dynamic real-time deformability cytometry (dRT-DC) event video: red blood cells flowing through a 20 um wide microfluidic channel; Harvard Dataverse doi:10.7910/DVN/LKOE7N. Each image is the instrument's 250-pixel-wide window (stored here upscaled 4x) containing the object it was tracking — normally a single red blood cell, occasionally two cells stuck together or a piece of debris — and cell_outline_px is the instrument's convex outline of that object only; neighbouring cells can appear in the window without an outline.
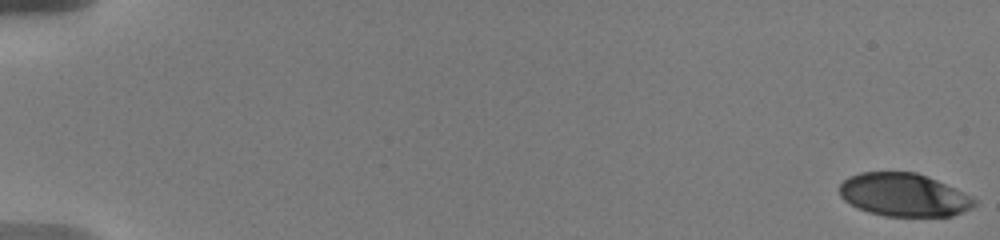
{"species": "human", "species_latin": "Homo sapiens", "temperature_condition": "warm", "stored_images_in_passage": 90, "camera_frame_rate_fps": 3000, "um_per_image_px": 0.085, "donor": {"sex": "male"}, "frame": {"image": 1, "passage_image": 1, "time_ms": 0.0, "image_size_px": [1000, 240], "cell_outline_px": [[976, 204], [952, 216], [884, 216], [868, 212], [844, 200], [840, 196], [840, 184], [848, 176], [860, 172], [916, 172], [936, 180], [976, 200]], "centroid_in_image_um": [76.75, 16.56], "position_along_channel_um": 8.2, "area_um2": 33.29}}
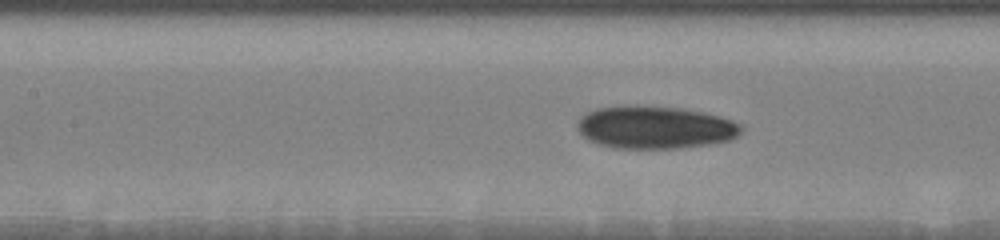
{"frame": {"image": 2, "passage_image": 47, "time_ms": 9.0, "image_size_px": [1000, 240], "cell_outline_px": [[744, 128], [736, 136], [728, 140], [708, 144], [680, 148], [616, 148], [600, 144], [588, 140], [576, 128], [576, 124], [588, 112], [596, 108], [620, 104], [636, 104], [684, 108], [704, 112], [732, 120], [740, 124]], "centroid_in_image_um": [55.66, 10.8], "position_along_channel_um": 151.7, "area_um2": 41.1}}
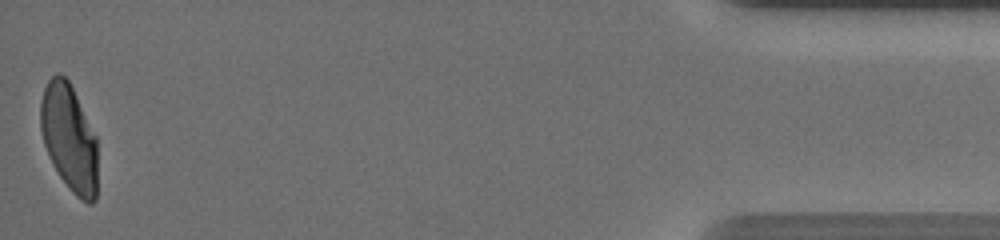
{"frame": {"image": 3, "passage_image": 89, "time_ms": 18.667, "image_size_px": [1000, 240], "cell_outline_px": [[96, 200], [92, 204], [88, 204], [76, 196], [72, 192], [60, 176], [44, 144], [40, 128], [40, 100], [44, 88], [48, 80], [56, 72], [60, 72], [68, 80], [96, 136]], "centroid_in_image_um": [5.87, 11.7], "position_along_channel_um": 429.3, "area_um2": 35.2}, "authors_computed_cell_mechanics": {"area_um2": 37.859, "velocity_mm_per_s": 3.6559, "shape_relaxation_time_tau1_ms": 7.8722, "shape_relaxation_time_tau2_ms": 1.4073, "deformation_change_tau1": 0.2324, "deformation_change_tau2": 0.0692}}